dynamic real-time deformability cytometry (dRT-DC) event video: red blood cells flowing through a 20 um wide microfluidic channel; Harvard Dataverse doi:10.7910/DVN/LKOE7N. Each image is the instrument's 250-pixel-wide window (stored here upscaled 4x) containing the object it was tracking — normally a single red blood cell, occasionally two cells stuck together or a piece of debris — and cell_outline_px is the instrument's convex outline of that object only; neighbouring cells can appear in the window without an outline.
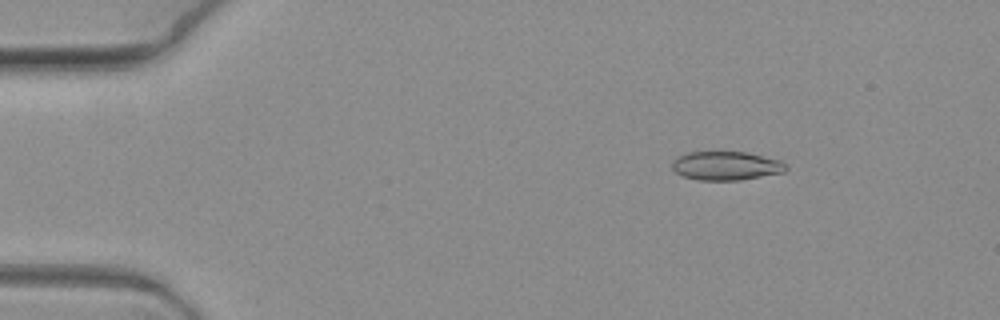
{"species": "common noctule bat (a hibernating species)", "species_latin": "Nyctalus noctula", "temperature_condition": "warm", "stored_images_in_passage": 5, "camera_frame_rate_fps": 3000, "um_per_image_px": 0.085, "animal": {"sex": "female", "body_mass_g": 19.3, "forearm_length_mm": 54.1}, "frame": {"image": 1, "passage_image": 3, "time_ms": 0.667, "image_size_px": [1000, 320], "cell_outline_px": [[788, 168], [784, 172], [740, 180], [696, 180], [684, 176], [676, 172], [672, 168], [672, 160], [688, 152], [744, 152], [780, 160]], "centroid_in_image_um": [61.7, 14.1], "position_along_channel_um": 23.3, "area_um2": 18.9}}